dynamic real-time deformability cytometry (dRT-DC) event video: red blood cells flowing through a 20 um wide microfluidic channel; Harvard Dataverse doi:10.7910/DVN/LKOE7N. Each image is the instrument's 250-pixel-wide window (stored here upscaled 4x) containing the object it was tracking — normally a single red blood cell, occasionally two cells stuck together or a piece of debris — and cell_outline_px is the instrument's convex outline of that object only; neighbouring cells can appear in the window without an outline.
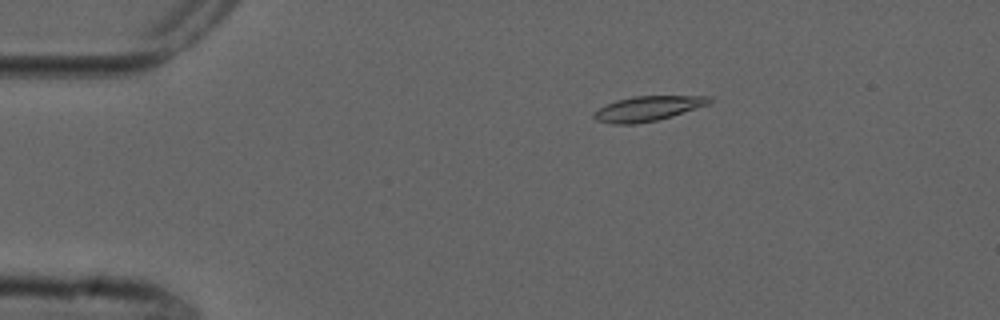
{"species": "common noctule bat (a hibernating species)", "species_latin": "Nyctalus noctula", "temperature_condition": "cold", "stored_images_in_passage": 6, "camera_frame_rate_fps": 3000, "um_per_image_px": 0.085, "animal": {"sex": "male", "forearm_length_mm": 52.5}, "frame": {"image": 1, "passage_image": 3, "time_ms": 3.0, "image_size_px": [1000, 320], "cell_outline_px": [[712, 100], [708, 104], [672, 116], [656, 120], [636, 124], [612, 124], [596, 120], [592, 116], [592, 112], [616, 100], [632, 96], [712, 96]], "centroid_in_image_um": [55.03, 9.23], "position_along_channel_um": 30.0, "area_um2": 16.65}}
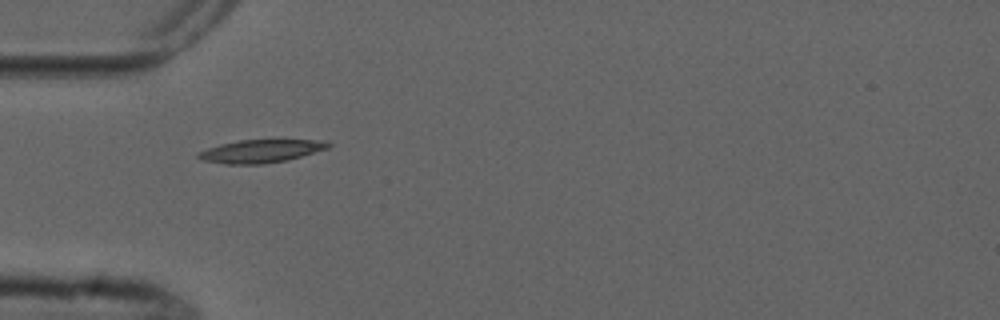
{"frame": {"image": 2, "passage_image": 5, "time_ms": 5.333, "image_size_px": [1000, 320], "cell_outline_px": [[332, 144], [328, 148], [288, 160], [264, 164], [224, 164], [204, 160], [196, 156], [196, 152], [220, 144], [240, 140], [324, 140]], "centroid_in_image_um": [22.16, 12.85], "position_along_channel_um": 62.8, "area_um2": 17.4}}
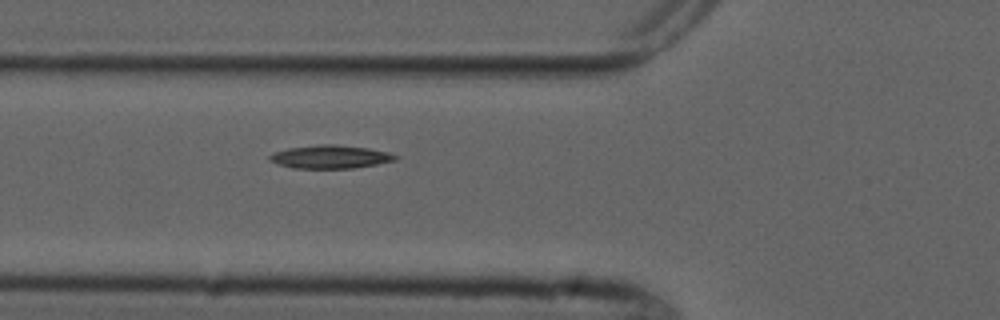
{"frame": {"image": 3, "passage_image": 6, "time_ms": 6.333, "image_size_px": [1000, 320], "cell_outline_px": [[400, 156], [396, 160], [376, 164], [352, 168], [292, 168], [276, 164], [268, 160], [268, 156], [276, 152], [288, 148], [320, 144], [332, 144], [368, 148], [388, 152]], "centroid_in_image_um": [28.06, 13.33], "position_along_channel_um": 97.7, "area_um2": 16.99}}